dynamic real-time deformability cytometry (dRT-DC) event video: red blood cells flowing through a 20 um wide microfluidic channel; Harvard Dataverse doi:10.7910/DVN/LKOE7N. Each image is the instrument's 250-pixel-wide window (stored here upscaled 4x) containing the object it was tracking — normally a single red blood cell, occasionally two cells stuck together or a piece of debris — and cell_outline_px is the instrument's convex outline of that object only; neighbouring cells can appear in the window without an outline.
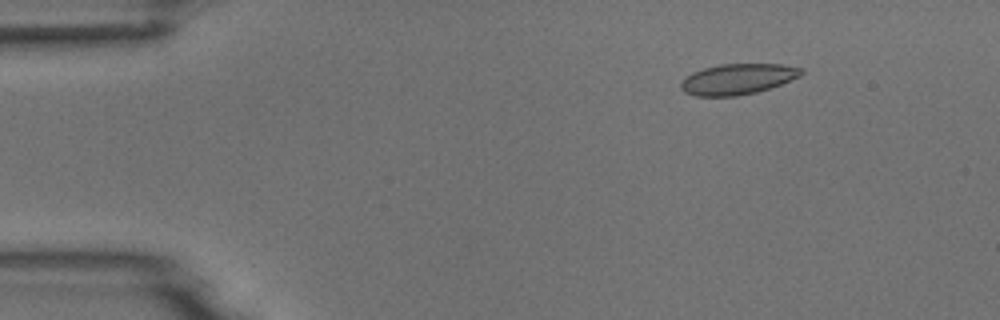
{"species": "common noctule bat (a hibernating species)", "species_latin": "Nyctalus noctula", "temperature_condition": "room temperature", "stored_images_in_passage": 5, "camera_frame_rate_fps": 3000, "um_per_image_px": 0.085, "animal": {"sex": "male", "body_mass_g": 18.8}, "frame": {"image": 1, "passage_image": 2, "time_ms": 1.333, "image_size_px": [1000, 320], "cell_outline_px": [[804, 72], [800, 76], [780, 84], [756, 92], [736, 96], [696, 96], [684, 92], [680, 88], [680, 84], [692, 72], [704, 68], [720, 64], [784, 64], [804, 68]], "centroid_in_image_um": [62.72, 6.71], "position_along_channel_um": 22.3, "area_um2": 21.44}}
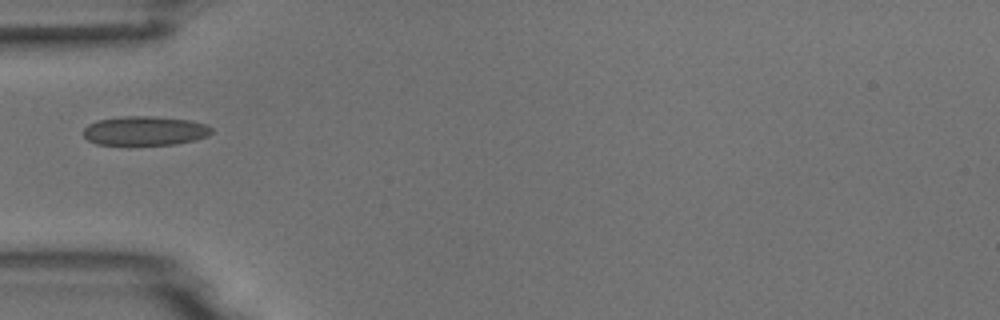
{"frame": {"image": 2, "passage_image": 5, "time_ms": 4.667, "image_size_px": [1000, 320], "cell_outline_px": [[212, 132], [208, 136], [196, 140], [176, 144], [96, 144], [88, 140], [84, 136], [84, 128], [88, 124], [96, 120], [124, 116], [152, 116], [192, 120], [208, 124], [212, 128]], "centroid_in_image_um": [12.35, 11.1], "position_along_channel_um": 72.6, "area_um2": 21.91}}